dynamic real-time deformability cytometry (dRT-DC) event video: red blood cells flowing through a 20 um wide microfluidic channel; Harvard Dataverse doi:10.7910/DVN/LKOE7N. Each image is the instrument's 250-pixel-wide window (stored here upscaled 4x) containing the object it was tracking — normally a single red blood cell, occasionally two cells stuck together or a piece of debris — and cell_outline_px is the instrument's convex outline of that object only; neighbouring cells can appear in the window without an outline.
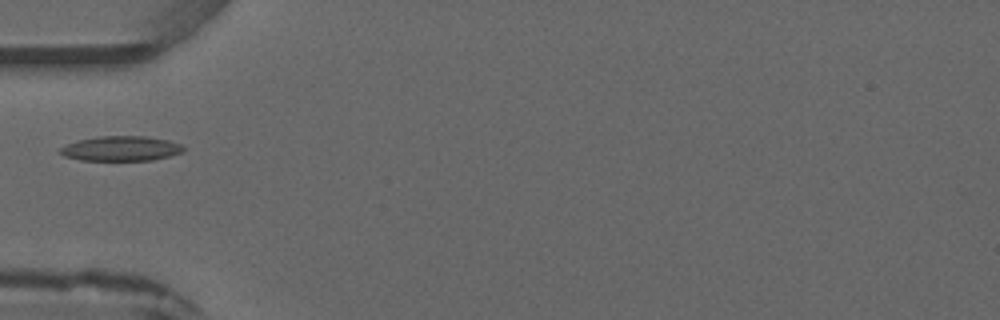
{"species": "common noctule bat (a hibernating species)", "species_latin": "Nyctalus noctula", "temperature_condition": "warm", "stored_images_in_passage": 6, "camera_frame_rate_fps": 3000, "um_per_image_px": 0.085, "animal": {"sex": "male", "forearm_length_mm": 52.5}, "frame": {"image": 1, "passage_image": 6, "time_ms": 6.0, "image_size_px": [1000, 320], "cell_outline_px": [[184, 152], [152, 160], [80, 160], [64, 156], [60, 152], [60, 148], [68, 144], [80, 140], [100, 136], [144, 136], [168, 140], [184, 144]], "centroid_in_image_um": [10.34, 12.62], "position_along_channel_um": 74.7, "area_um2": 17.74}}